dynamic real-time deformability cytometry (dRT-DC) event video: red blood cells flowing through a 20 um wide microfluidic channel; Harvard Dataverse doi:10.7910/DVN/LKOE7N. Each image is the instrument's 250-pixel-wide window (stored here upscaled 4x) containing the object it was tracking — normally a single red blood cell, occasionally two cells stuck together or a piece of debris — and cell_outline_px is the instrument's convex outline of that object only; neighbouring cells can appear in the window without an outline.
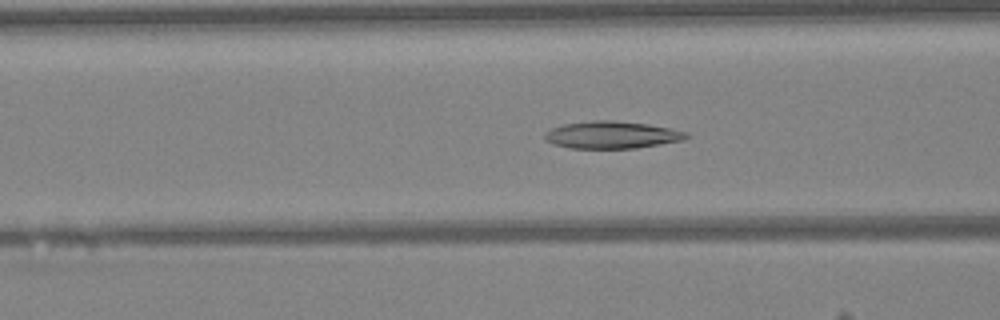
{"species": "Egyptian fruit bat (a non-hibernating species)", "species_latin": "Rousettus aegyptiacus", "temperature_condition": "warm", "stored_images_in_passage": 45, "camera_frame_rate_fps": 3000, "um_per_image_px": 0.085, "animal": {"sex": "female"}, "frame": {"image": 1, "passage_image": 19, "time_ms": 6.0, "image_size_px": [1000, 320], "cell_outline_px": [[692, 136], [684, 140], [636, 148], [568, 148], [552, 144], [544, 140], [544, 132], [552, 128], [564, 124], [592, 120], [612, 120], [648, 124], [688, 132]], "centroid_in_image_um": [51.99, 11.47], "position_along_channel_um": 114.6, "area_um2": 22.66}}
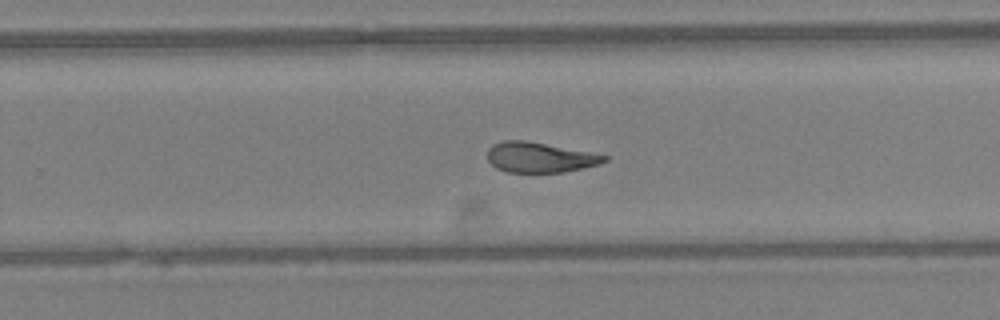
{"frame": {"image": 2, "passage_image": 31, "time_ms": 10.0, "image_size_px": [1000, 320], "cell_outline_px": [[608, 160], [600, 164], [564, 172], [508, 172], [496, 168], [488, 160], [488, 148], [492, 144], [504, 140], [524, 140], [592, 152], [608, 156]], "centroid_in_image_um": [45.89, 13.37], "position_along_channel_um": 283.9, "area_um2": 20.58}}
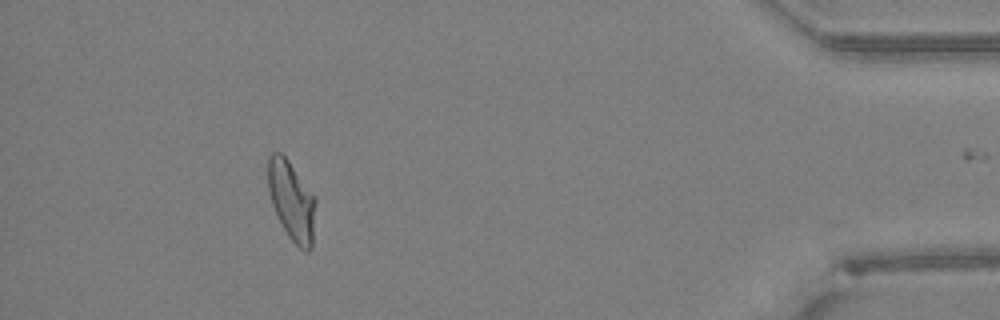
{"frame": {"image": 3, "passage_image": 44, "time_ms": 14.333, "image_size_px": [1000, 320], "cell_outline_px": [[316, 204], [312, 248], [308, 252], [304, 252], [288, 236], [272, 204], [268, 192], [268, 156], [272, 152], [280, 152], [288, 160], [316, 200]], "centroid_in_image_um": [24.79, 17.08], "position_along_channel_um": 410.4, "area_um2": 21.73}, "authors_computed_cell_mechanics": {"area_um2": 22.0218, "velocity_mm_per_s": 4.2432, "shape_relaxation_time_tau1_ms": null, "shape_relaxation_time_tau2_ms": 2.5287, "deformation_change_tau1": null, "deformation_change_tau2": 0.0957}}